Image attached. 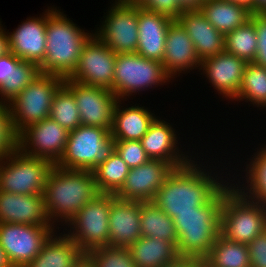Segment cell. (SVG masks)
<instances>
[{
	"mask_svg": "<svg viewBox=\"0 0 266 267\" xmlns=\"http://www.w3.org/2000/svg\"><path fill=\"white\" fill-rule=\"evenodd\" d=\"M195 162L191 160L184 166L174 168L151 201L172 219L179 212L195 211V207L210 203L231 184L228 180L227 183L221 178L219 180L218 174L214 178L212 172Z\"/></svg>",
	"mask_w": 266,
	"mask_h": 267,
	"instance_id": "cell-1",
	"label": "cell"
},
{
	"mask_svg": "<svg viewBox=\"0 0 266 267\" xmlns=\"http://www.w3.org/2000/svg\"><path fill=\"white\" fill-rule=\"evenodd\" d=\"M99 194L92 171L68 170L54 165L46 179L42 195L47 216L54 226L56 221H65L64 224H67L84 205Z\"/></svg>",
	"mask_w": 266,
	"mask_h": 267,
	"instance_id": "cell-2",
	"label": "cell"
},
{
	"mask_svg": "<svg viewBox=\"0 0 266 267\" xmlns=\"http://www.w3.org/2000/svg\"><path fill=\"white\" fill-rule=\"evenodd\" d=\"M56 8H48L46 53L39 66L43 74L69 78L76 69L82 49L94 34L85 32Z\"/></svg>",
	"mask_w": 266,
	"mask_h": 267,
	"instance_id": "cell-3",
	"label": "cell"
},
{
	"mask_svg": "<svg viewBox=\"0 0 266 267\" xmlns=\"http://www.w3.org/2000/svg\"><path fill=\"white\" fill-rule=\"evenodd\" d=\"M223 190L208 204L195 211L179 212L173 218L178 235L179 256L205 258L220 234Z\"/></svg>",
	"mask_w": 266,
	"mask_h": 267,
	"instance_id": "cell-4",
	"label": "cell"
},
{
	"mask_svg": "<svg viewBox=\"0 0 266 267\" xmlns=\"http://www.w3.org/2000/svg\"><path fill=\"white\" fill-rule=\"evenodd\" d=\"M232 185L223 189L220 234L230 241L248 245L266 229V217L255 201L238 190L237 183Z\"/></svg>",
	"mask_w": 266,
	"mask_h": 267,
	"instance_id": "cell-5",
	"label": "cell"
},
{
	"mask_svg": "<svg viewBox=\"0 0 266 267\" xmlns=\"http://www.w3.org/2000/svg\"><path fill=\"white\" fill-rule=\"evenodd\" d=\"M115 143L108 129L80 125L69 131L64 153L55 165L68 170L92 171L115 152Z\"/></svg>",
	"mask_w": 266,
	"mask_h": 267,
	"instance_id": "cell-6",
	"label": "cell"
},
{
	"mask_svg": "<svg viewBox=\"0 0 266 267\" xmlns=\"http://www.w3.org/2000/svg\"><path fill=\"white\" fill-rule=\"evenodd\" d=\"M63 84L62 77L41 73L8 103L12 128L17 135L28 125L49 117L54 95Z\"/></svg>",
	"mask_w": 266,
	"mask_h": 267,
	"instance_id": "cell-7",
	"label": "cell"
},
{
	"mask_svg": "<svg viewBox=\"0 0 266 267\" xmlns=\"http://www.w3.org/2000/svg\"><path fill=\"white\" fill-rule=\"evenodd\" d=\"M53 166L49 160L26 155L16 148L0 161V191L42 195Z\"/></svg>",
	"mask_w": 266,
	"mask_h": 267,
	"instance_id": "cell-8",
	"label": "cell"
},
{
	"mask_svg": "<svg viewBox=\"0 0 266 267\" xmlns=\"http://www.w3.org/2000/svg\"><path fill=\"white\" fill-rule=\"evenodd\" d=\"M115 198L116 194L100 193L67 222L70 232L65 234L85 254L91 249L109 246V213Z\"/></svg>",
	"mask_w": 266,
	"mask_h": 267,
	"instance_id": "cell-9",
	"label": "cell"
},
{
	"mask_svg": "<svg viewBox=\"0 0 266 267\" xmlns=\"http://www.w3.org/2000/svg\"><path fill=\"white\" fill-rule=\"evenodd\" d=\"M170 79L159 61L144 58L137 53L116 54L113 93L118 100H126L132 93L152 86L165 85Z\"/></svg>",
	"mask_w": 266,
	"mask_h": 267,
	"instance_id": "cell-10",
	"label": "cell"
},
{
	"mask_svg": "<svg viewBox=\"0 0 266 267\" xmlns=\"http://www.w3.org/2000/svg\"><path fill=\"white\" fill-rule=\"evenodd\" d=\"M55 226L0 223V246L11 267H25L41 251Z\"/></svg>",
	"mask_w": 266,
	"mask_h": 267,
	"instance_id": "cell-11",
	"label": "cell"
},
{
	"mask_svg": "<svg viewBox=\"0 0 266 267\" xmlns=\"http://www.w3.org/2000/svg\"><path fill=\"white\" fill-rule=\"evenodd\" d=\"M111 6L94 34L116 54L136 53L138 4H126L115 0Z\"/></svg>",
	"mask_w": 266,
	"mask_h": 267,
	"instance_id": "cell-12",
	"label": "cell"
},
{
	"mask_svg": "<svg viewBox=\"0 0 266 267\" xmlns=\"http://www.w3.org/2000/svg\"><path fill=\"white\" fill-rule=\"evenodd\" d=\"M115 61L116 53L93 34L84 45L78 65L68 79L113 92Z\"/></svg>",
	"mask_w": 266,
	"mask_h": 267,
	"instance_id": "cell-13",
	"label": "cell"
},
{
	"mask_svg": "<svg viewBox=\"0 0 266 267\" xmlns=\"http://www.w3.org/2000/svg\"><path fill=\"white\" fill-rule=\"evenodd\" d=\"M68 133L48 117L23 129L17 135V148L26 155L49 160L55 165L64 153Z\"/></svg>",
	"mask_w": 266,
	"mask_h": 267,
	"instance_id": "cell-14",
	"label": "cell"
},
{
	"mask_svg": "<svg viewBox=\"0 0 266 267\" xmlns=\"http://www.w3.org/2000/svg\"><path fill=\"white\" fill-rule=\"evenodd\" d=\"M64 85L73 93L80 112L81 125L111 130L115 94L106 88L87 86L64 79Z\"/></svg>",
	"mask_w": 266,
	"mask_h": 267,
	"instance_id": "cell-15",
	"label": "cell"
},
{
	"mask_svg": "<svg viewBox=\"0 0 266 267\" xmlns=\"http://www.w3.org/2000/svg\"><path fill=\"white\" fill-rule=\"evenodd\" d=\"M173 169L169 163L160 159H150L138 167L131 168L116 197L122 200L150 202Z\"/></svg>",
	"mask_w": 266,
	"mask_h": 267,
	"instance_id": "cell-16",
	"label": "cell"
},
{
	"mask_svg": "<svg viewBox=\"0 0 266 267\" xmlns=\"http://www.w3.org/2000/svg\"><path fill=\"white\" fill-rule=\"evenodd\" d=\"M48 9L40 17H30L18 25L13 32H7L9 52L22 61L40 66L46 53V21Z\"/></svg>",
	"mask_w": 266,
	"mask_h": 267,
	"instance_id": "cell-17",
	"label": "cell"
},
{
	"mask_svg": "<svg viewBox=\"0 0 266 267\" xmlns=\"http://www.w3.org/2000/svg\"><path fill=\"white\" fill-rule=\"evenodd\" d=\"M246 65L243 59L224 51L203 59L197 69L204 71L220 95L232 100L239 92Z\"/></svg>",
	"mask_w": 266,
	"mask_h": 267,
	"instance_id": "cell-18",
	"label": "cell"
},
{
	"mask_svg": "<svg viewBox=\"0 0 266 267\" xmlns=\"http://www.w3.org/2000/svg\"><path fill=\"white\" fill-rule=\"evenodd\" d=\"M0 223L53 226L43 195H23L0 191Z\"/></svg>",
	"mask_w": 266,
	"mask_h": 267,
	"instance_id": "cell-19",
	"label": "cell"
},
{
	"mask_svg": "<svg viewBox=\"0 0 266 267\" xmlns=\"http://www.w3.org/2000/svg\"><path fill=\"white\" fill-rule=\"evenodd\" d=\"M200 63L201 60L198 58L190 36L174 19L169 25L165 39V52L162 60L164 70L173 78L183 71L190 72L191 69L200 67Z\"/></svg>",
	"mask_w": 266,
	"mask_h": 267,
	"instance_id": "cell-20",
	"label": "cell"
},
{
	"mask_svg": "<svg viewBox=\"0 0 266 267\" xmlns=\"http://www.w3.org/2000/svg\"><path fill=\"white\" fill-rule=\"evenodd\" d=\"M174 19L163 13L150 11L138 5V45L136 53L162 63L165 39Z\"/></svg>",
	"mask_w": 266,
	"mask_h": 267,
	"instance_id": "cell-21",
	"label": "cell"
},
{
	"mask_svg": "<svg viewBox=\"0 0 266 267\" xmlns=\"http://www.w3.org/2000/svg\"><path fill=\"white\" fill-rule=\"evenodd\" d=\"M176 136L175 129L170 123L157 116L140 142L150 159H160L169 163L173 168H178L188 164L191 158L188 159L189 156L178 149Z\"/></svg>",
	"mask_w": 266,
	"mask_h": 267,
	"instance_id": "cell-22",
	"label": "cell"
},
{
	"mask_svg": "<svg viewBox=\"0 0 266 267\" xmlns=\"http://www.w3.org/2000/svg\"><path fill=\"white\" fill-rule=\"evenodd\" d=\"M141 201L115 198L109 213V246L129 247L141 237Z\"/></svg>",
	"mask_w": 266,
	"mask_h": 267,
	"instance_id": "cell-23",
	"label": "cell"
},
{
	"mask_svg": "<svg viewBox=\"0 0 266 267\" xmlns=\"http://www.w3.org/2000/svg\"><path fill=\"white\" fill-rule=\"evenodd\" d=\"M176 20L190 36L201 61L225 51V35L215 29L200 10H184Z\"/></svg>",
	"mask_w": 266,
	"mask_h": 267,
	"instance_id": "cell-24",
	"label": "cell"
},
{
	"mask_svg": "<svg viewBox=\"0 0 266 267\" xmlns=\"http://www.w3.org/2000/svg\"><path fill=\"white\" fill-rule=\"evenodd\" d=\"M121 102L122 100H117L113 110L111 136L115 140L140 141L156 115L136 104L125 109L121 108Z\"/></svg>",
	"mask_w": 266,
	"mask_h": 267,
	"instance_id": "cell-25",
	"label": "cell"
},
{
	"mask_svg": "<svg viewBox=\"0 0 266 267\" xmlns=\"http://www.w3.org/2000/svg\"><path fill=\"white\" fill-rule=\"evenodd\" d=\"M59 235L54 232L25 267H76L85 253L65 233Z\"/></svg>",
	"mask_w": 266,
	"mask_h": 267,
	"instance_id": "cell-26",
	"label": "cell"
},
{
	"mask_svg": "<svg viewBox=\"0 0 266 267\" xmlns=\"http://www.w3.org/2000/svg\"><path fill=\"white\" fill-rule=\"evenodd\" d=\"M199 10L223 35L243 26L251 16L244 6L225 0H204Z\"/></svg>",
	"mask_w": 266,
	"mask_h": 267,
	"instance_id": "cell-27",
	"label": "cell"
},
{
	"mask_svg": "<svg viewBox=\"0 0 266 267\" xmlns=\"http://www.w3.org/2000/svg\"><path fill=\"white\" fill-rule=\"evenodd\" d=\"M128 248L136 267H163L179 256L172 242L160 238L140 237Z\"/></svg>",
	"mask_w": 266,
	"mask_h": 267,
	"instance_id": "cell-28",
	"label": "cell"
},
{
	"mask_svg": "<svg viewBox=\"0 0 266 267\" xmlns=\"http://www.w3.org/2000/svg\"><path fill=\"white\" fill-rule=\"evenodd\" d=\"M141 237L160 238L177 246L178 235L173 219L153 202H142L140 212Z\"/></svg>",
	"mask_w": 266,
	"mask_h": 267,
	"instance_id": "cell-29",
	"label": "cell"
},
{
	"mask_svg": "<svg viewBox=\"0 0 266 267\" xmlns=\"http://www.w3.org/2000/svg\"><path fill=\"white\" fill-rule=\"evenodd\" d=\"M204 264L205 267H251L248 246L219 234L204 258Z\"/></svg>",
	"mask_w": 266,
	"mask_h": 267,
	"instance_id": "cell-30",
	"label": "cell"
},
{
	"mask_svg": "<svg viewBox=\"0 0 266 267\" xmlns=\"http://www.w3.org/2000/svg\"><path fill=\"white\" fill-rule=\"evenodd\" d=\"M129 170L116 151L112 153L105 162L92 170L99 192L116 194L124 185Z\"/></svg>",
	"mask_w": 266,
	"mask_h": 267,
	"instance_id": "cell-31",
	"label": "cell"
},
{
	"mask_svg": "<svg viewBox=\"0 0 266 267\" xmlns=\"http://www.w3.org/2000/svg\"><path fill=\"white\" fill-rule=\"evenodd\" d=\"M233 100H246L253 106L264 108L266 106V68L253 62L247 63L239 92Z\"/></svg>",
	"mask_w": 266,
	"mask_h": 267,
	"instance_id": "cell-32",
	"label": "cell"
},
{
	"mask_svg": "<svg viewBox=\"0 0 266 267\" xmlns=\"http://www.w3.org/2000/svg\"><path fill=\"white\" fill-rule=\"evenodd\" d=\"M256 50L257 34L250 20L225 35V52L236 55L247 63L254 61Z\"/></svg>",
	"mask_w": 266,
	"mask_h": 267,
	"instance_id": "cell-33",
	"label": "cell"
},
{
	"mask_svg": "<svg viewBox=\"0 0 266 267\" xmlns=\"http://www.w3.org/2000/svg\"><path fill=\"white\" fill-rule=\"evenodd\" d=\"M49 117L68 132L81 125L80 112L73 93L63 84L55 93Z\"/></svg>",
	"mask_w": 266,
	"mask_h": 267,
	"instance_id": "cell-34",
	"label": "cell"
},
{
	"mask_svg": "<svg viewBox=\"0 0 266 267\" xmlns=\"http://www.w3.org/2000/svg\"><path fill=\"white\" fill-rule=\"evenodd\" d=\"M40 74L38 65L22 61L15 69H12L10 78H7L0 86V102L8 104Z\"/></svg>",
	"mask_w": 266,
	"mask_h": 267,
	"instance_id": "cell-35",
	"label": "cell"
},
{
	"mask_svg": "<svg viewBox=\"0 0 266 267\" xmlns=\"http://www.w3.org/2000/svg\"><path fill=\"white\" fill-rule=\"evenodd\" d=\"M250 160L246 165V189L240 187L238 190L246 198L255 201L261 194L266 193V146L261 147Z\"/></svg>",
	"mask_w": 266,
	"mask_h": 267,
	"instance_id": "cell-36",
	"label": "cell"
},
{
	"mask_svg": "<svg viewBox=\"0 0 266 267\" xmlns=\"http://www.w3.org/2000/svg\"><path fill=\"white\" fill-rule=\"evenodd\" d=\"M85 257L94 267H136L128 247H97Z\"/></svg>",
	"mask_w": 266,
	"mask_h": 267,
	"instance_id": "cell-37",
	"label": "cell"
},
{
	"mask_svg": "<svg viewBox=\"0 0 266 267\" xmlns=\"http://www.w3.org/2000/svg\"><path fill=\"white\" fill-rule=\"evenodd\" d=\"M17 148V134L12 128L8 104L0 102V159Z\"/></svg>",
	"mask_w": 266,
	"mask_h": 267,
	"instance_id": "cell-38",
	"label": "cell"
},
{
	"mask_svg": "<svg viewBox=\"0 0 266 267\" xmlns=\"http://www.w3.org/2000/svg\"><path fill=\"white\" fill-rule=\"evenodd\" d=\"M115 151L130 169L150 160L140 141L116 140Z\"/></svg>",
	"mask_w": 266,
	"mask_h": 267,
	"instance_id": "cell-39",
	"label": "cell"
},
{
	"mask_svg": "<svg viewBox=\"0 0 266 267\" xmlns=\"http://www.w3.org/2000/svg\"><path fill=\"white\" fill-rule=\"evenodd\" d=\"M255 26L257 50L254 64L266 68V12L251 13L249 19Z\"/></svg>",
	"mask_w": 266,
	"mask_h": 267,
	"instance_id": "cell-40",
	"label": "cell"
},
{
	"mask_svg": "<svg viewBox=\"0 0 266 267\" xmlns=\"http://www.w3.org/2000/svg\"><path fill=\"white\" fill-rule=\"evenodd\" d=\"M247 246L251 267H266V229Z\"/></svg>",
	"mask_w": 266,
	"mask_h": 267,
	"instance_id": "cell-41",
	"label": "cell"
},
{
	"mask_svg": "<svg viewBox=\"0 0 266 267\" xmlns=\"http://www.w3.org/2000/svg\"><path fill=\"white\" fill-rule=\"evenodd\" d=\"M138 5L150 11L163 13L173 19H177L183 12L176 0H142Z\"/></svg>",
	"mask_w": 266,
	"mask_h": 267,
	"instance_id": "cell-42",
	"label": "cell"
},
{
	"mask_svg": "<svg viewBox=\"0 0 266 267\" xmlns=\"http://www.w3.org/2000/svg\"><path fill=\"white\" fill-rule=\"evenodd\" d=\"M21 62L22 60L11 52L0 57V86L7 80V78H10L12 69H15Z\"/></svg>",
	"mask_w": 266,
	"mask_h": 267,
	"instance_id": "cell-43",
	"label": "cell"
},
{
	"mask_svg": "<svg viewBox=\"0 0 266 267\" xmlns=\"http://www.w3.org/2000/svg\"><path fill=\"white\" fill-rule=\"evenodd\" d=\"M163 267H205V264L203 258L178 256Z\"/></svg>",
	"mask_w": 266,
	"mask_h": 267,
	"instance_id": "cell-44",
	"label": "cell"
},
{
	"mask_svg": "<svg viewBox=\"0 0 266 267\" xmlns=\"http://www.w3.org/2000/svg\"><path fill=\"white\" fill-rule=\"evenodd\" d=\"M9 52L8 34L0 22V57Z\"/></svg>",
	"mask_w": 266,
	"mask_h": 267,
	"instance_id": "cell-45",
	"label": "cell"
},
{
	"mask_svg": "<svg viewBox=\"0 0 266 267\" xmlns=\"http://www.w3.org/2000/svg\"><path fill=\"white\" fill-rule=\"evenodd\" d=\"M179 7L184 10H199L204 0H176Z\"/></svg>",
	"mask_w": 266,
	"mask_h": 267,
	"instance_id": "cell-46",
	"label": "cell"
},
{
	"mask_svg": "<svg viewBox=\"0 0 266 267\" xmlns=\"http://www.w3.org/2000/svg\"><path fill=\"white\" fill-rule=\"evenodd\" d=\"M237 4L244 6L251 13H257V0H237Z\"/></svg>",
	"mask_w": 266,
	"mask_h": 267,
	"instance_id": "cell-47",
	"label": "cell"
},
{
	"mask_svg": "<svg viewBox=\"0 0 266 267\" xmlns=\"http://www.w3.org/2000/svg\"><path fill=\"white\" fill-rule=\"evenodd\" d=\"M255 202L260 206L261 211L264 213L266 217V193L261 194Z\"/></svg>",
	"mask_w": 266,
	"mask_h": 267,
	"instance_id": "cell-48",
	"label": "cell"
},
{
	"mask_svg": "<svg viewBox=\"0 0 266 267\" xmlns=\"http://www.w3.org/2000/svg\"><path fill=\"white\" fill-rule=\"evenodd\" d=\"M0 267H11L7 260L4 250L0 246Z\"/></svg>",
	"mask_w": 266,
	"mask_h": 267,
	"instance_id": "cell-49",
	"label": "cell"
},
{
	"mask_svg": "<svg viewBox=\"0 0 266 267\" xmlns=\"http://www.w3.org/2000/svg\"><path fill=\"white\" fill-rule=\"evenodd\" d=\"M257 12H266V0H257Z\"/></svg>",
	"mask_w": 266,
	"mask_h": 267,
	"instance_id": "cell-50",
	"label": "cell"
},
{
	"mask_svg": "<svg viewBox=\"0 0 266 267\" xmlns=\"http://www.w3.org/2000/svg\"><path fill=\"white\" fill-rule=\"evenodd\" d=\"M76 267H94L89 260L84 257L83 260Z\"/></svg>",
	"mask_w": 266,
	"mask_h": 267,
	"instance_id": "cell-51",
	"label": "cell"
},
{
	"mask_svg": "<svg viewBox=\"0 0 266 267\" xmlns=\"http://www.w3.org/2000/svg\"><path fill=\"white\" fill-rule=\"evenodd\" d=\"M117 1L126 4H139L142 0H117Z\"/></svg>",
	"mask_w": 266,
	"mask_h": 267,
	"instance_id": "cell-52",
	"label": "cell"
},
{
	"mask_svg": "<svg viewBox=\"0 0 266 267\" xmlns=\"http://www.w3.org/2000/svg\"><path fill=\"white\" fill-rule=\"evenodd\" d=\"M225 1H231V2L237 3V0H225Z\"/></svg>",
	"mask_w": 266,
	"mask_h": 267,
	"instance_id": "cell-53",
	"label": "cell"
}]
</instances>
